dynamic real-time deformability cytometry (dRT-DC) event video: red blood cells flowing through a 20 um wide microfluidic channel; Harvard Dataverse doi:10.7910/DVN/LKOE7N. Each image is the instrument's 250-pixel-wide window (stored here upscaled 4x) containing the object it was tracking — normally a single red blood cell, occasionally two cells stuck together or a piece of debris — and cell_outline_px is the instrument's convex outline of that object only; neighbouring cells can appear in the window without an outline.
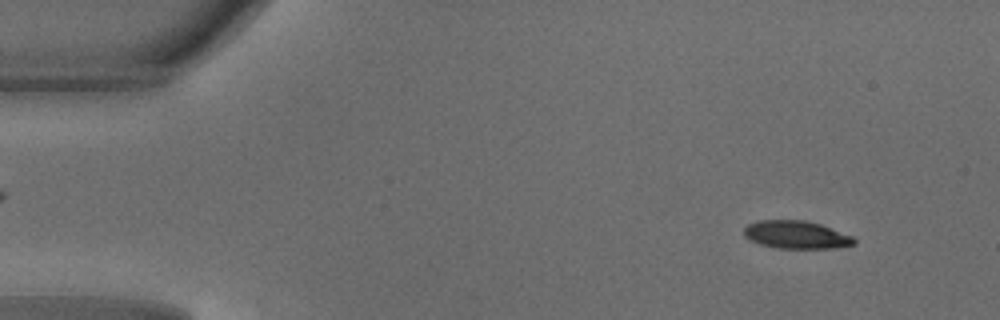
{"species": "common noctule bat (a hibernating species)", "species_latin": "Nyctalus noctula", "temperature_condition": "warm", "stored_images_in_passage": 47, "camera_frame_rate_fps": 3000, "um_per_image_px": 0.085, "animal": {"sex": "male", "body_mass_g": 18.8}, "frame": {"image": 1, "passage_image": 4, "time_ms": 1.0, "image_size_px": [1000, 320], "cell_outline_px": [[856, 244], [836, 248], [776, 248], [760, 244], [748, 240], [744, 236], [744, 228], [748, 224], [756, 220], [804, 220], [820, 224], [852, 236], [856, 240]], "centroid_in_image_um": [67.65, 19.95], "position_along_channel_um": 17.3, "area_um2": 17.98}}
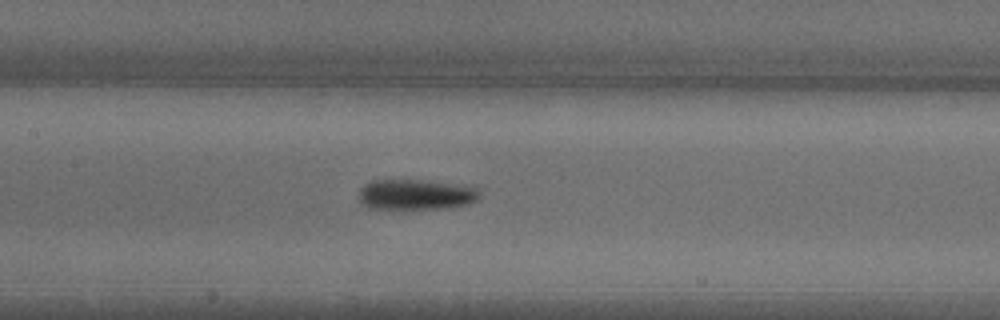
{"frame": {"image": 2, "passage_image": 22, "time_ms": 7.0, "image_size_px": [1000, 320], "cell_outline_px": [[480, 196], [476, 200], [468, 204], [444, 208], [368, 208], [360, 204], [356, 196], [360, 188], [364, 184], [372, 180], [420, 180], [476, 188], [480, 192]], "centroid_in_image_um": [35.23, 16.54], "position_along_channel_um": 172.2, "area_um2": 21.21}}
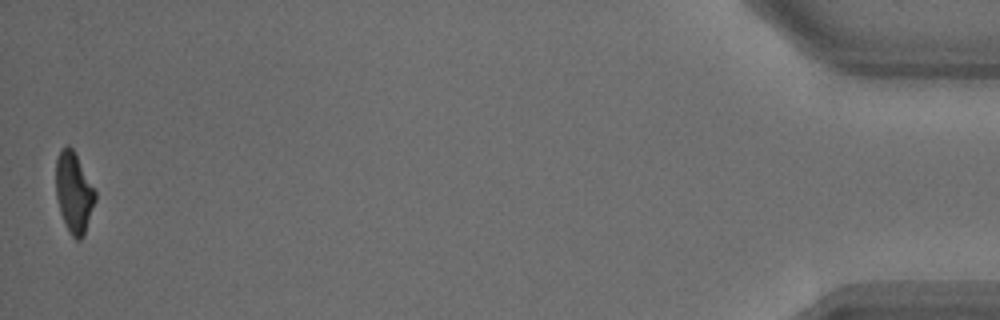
{"frame": {"image": 3, "passage_image": 47, "time_ms": 15.333, "image_size_px": [1000, 320], "cell_outline_px": [[96, 200], [84, 236], [80, 240], [76, 240], [68, 232], [60, 212], [56, 196], [56, 160], [60, 148], [68, 144], [72, 148], [96, 192]], "centroid_in_image_um": [6.27, 16.39], "position_along_channel_um": 428.9, "area_um2": 18.5}}